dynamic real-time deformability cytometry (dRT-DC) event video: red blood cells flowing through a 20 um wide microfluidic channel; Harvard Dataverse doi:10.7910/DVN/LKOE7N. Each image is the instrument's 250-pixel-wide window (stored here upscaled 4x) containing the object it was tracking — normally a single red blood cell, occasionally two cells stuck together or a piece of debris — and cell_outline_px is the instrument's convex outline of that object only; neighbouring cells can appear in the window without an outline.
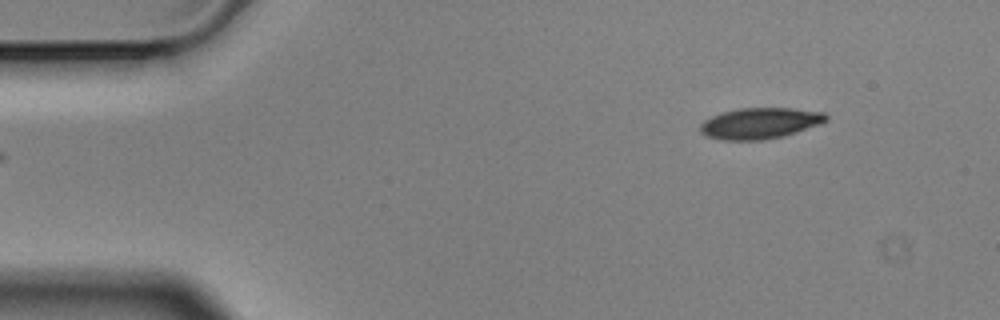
{"species": "Egyptian fruit bat (a non-hibernating species)", "species_latin": "Rousettus aegyptiacus", "temperature_condition": "cold", "stored_images_in_passage": 4, "segment_of_instrument_passage": [2, 2], "camera_frame_rate_fps": 3000, "um_per_image_px": 0.085, "animal": {"sex": "male"}, "frame": {"image": 1, "passage_image": 4, "time_ms": 1.0, "image_size_px": [1000, 320], "cell_outline_px": [[828, 120], [820, 124], [784, 136], [764, 140], [724, 140], [708, 136], [700, 132], [700, 124], [704, 120], [712, 116], [724, 112], [740, 108], [792, 108], [824, 112], [828, 116]], "centroid_in_image_um": [64.62, 10.48], "position_along_channel_um": 20.4, "area_um2": 22.72}}